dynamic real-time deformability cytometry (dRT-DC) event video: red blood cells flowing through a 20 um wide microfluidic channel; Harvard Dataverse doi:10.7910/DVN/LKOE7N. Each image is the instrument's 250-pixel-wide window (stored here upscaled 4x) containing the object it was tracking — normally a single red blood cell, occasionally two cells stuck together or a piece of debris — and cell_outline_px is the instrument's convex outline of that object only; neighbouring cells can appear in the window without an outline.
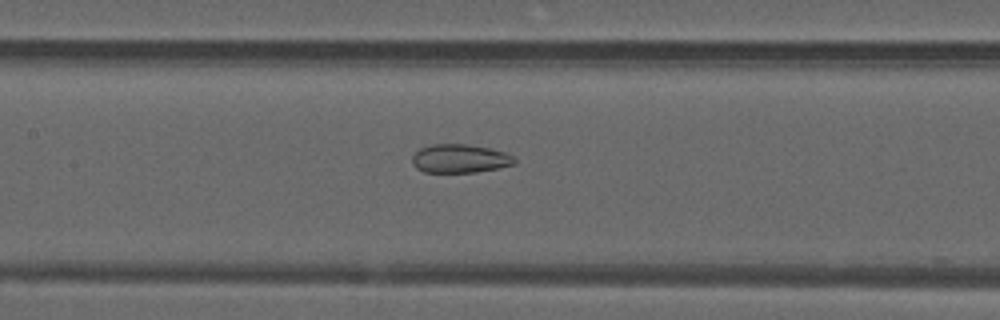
{"species": "common noctule bat (a hibernating species)", "species_latin": "Nyctalus noctula", "temperature_condition": "warm", "stored_images_in_passage": 51, "camera_frame_rate_fps": 3000, "um_per_image_px": 0.085, "animal": {"sex": "male", "forearm_length_mm": 52.5}, "frame": {"image": 1, "passage_image": 24, "time_ms": 7.667, "image_size_px": [1000, 320], "cell_outline_px": [[516, 164], [476, 172], [424, 172], [416, 168], [412, 164], [412, 156], [420, 148], [432, 144], [468, 144], [488, 148], [504, 152], [512, 156], [516, 160]], "centroid_in_image_um": [39.06, 13.48], "position_along_channel_um": 168.3, "area_um2": 16.99}}
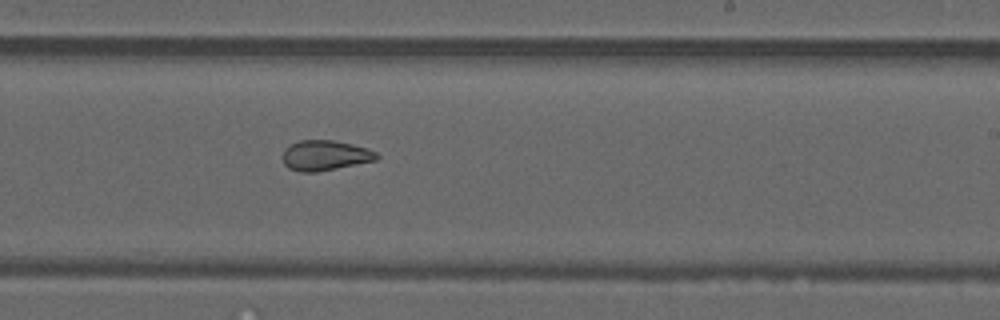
{"frame": {"image": 2, "passage_image": 31, "time_ms": 10.0, "image_size_px": [1000, 320], "cell_outline_px": [[380, 156], [376, 160], [316, 172], [300, 172], [288, 168], [284, 164], [284, 148], [300, 140], [332, 140], [352, 144], [368, 148], [376, 152]], "centroid_in_image_um": [27.64, 13.21], "position_along_channel_um": 261.4, "area_um2": 16.42}}
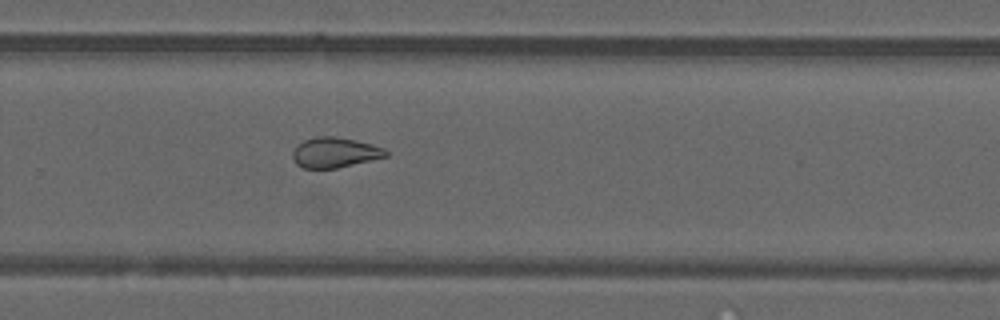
{"frame": {"image": 3, "passage_image": 34, "time_ms": 11.0, "image_size_px": [1000, 320], "cell_outline_px": [[388, 156], [372, 160], [336, 168], [304, 168], [296, 164], [292, 156], [292, 152], [304, 140], [316, 136], [332, 136], [356, 140], [372, 144], [384, 148], [388, 152]], "centroid_in_image_um": [28.48, 12.96], "position_along_channel_um": 301.3, "area_um2": 16.3}, "authors_computed_cell_mechanics": {"area_um2": 20.23, "velocity_mm_per_s": 4.008, "shape_relaxation_time_tau1_ms": null, "shape_relaxation_time_tau2_ms": 1.8833, "deformation_change_tau1": null, "deformation_change_tau2": 0.0874}}